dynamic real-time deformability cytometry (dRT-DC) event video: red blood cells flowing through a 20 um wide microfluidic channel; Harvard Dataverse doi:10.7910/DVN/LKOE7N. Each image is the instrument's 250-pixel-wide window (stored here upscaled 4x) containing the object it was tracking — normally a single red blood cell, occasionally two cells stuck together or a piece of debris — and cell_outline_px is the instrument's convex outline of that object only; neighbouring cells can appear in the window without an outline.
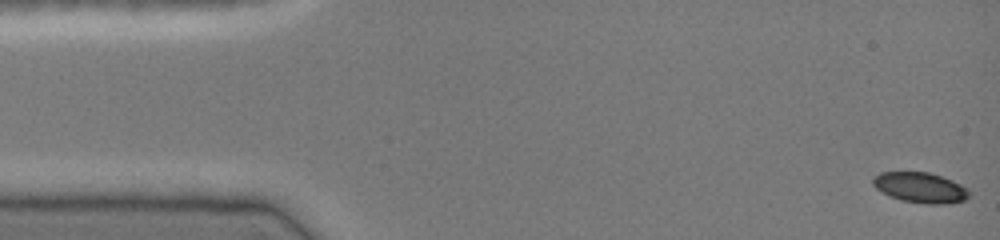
{"species": "common noctule bat (a hibernating species)", "species_latin": "Nyctalus noctula", "temperature_condition": "cold", "stored_images_in_passage": 31, "camera_frame_rate_fps": 3000, "um_per_image_px": 0.085, "animal": {"sex": "female", "body_mass_g": 19.0, "forearm_length_mm": 51.5}, "frame": {"image": 1, "passage_image": 1, "time_ms": 0.0, "image_size_px": [1000, 240], "cell_outline_px": [[968, 196], [964, 200], [944, 204], [928, 204], [900, 200], [888, 196], [880, 192], [872, 184], [872, 180], [880, 172], [928, 172], [952, 180], [968, 188]], "centroid_in_image_um": [78.19, 15.95], "position_along_channel_um": 6.8, "area_um2": 16.99}}
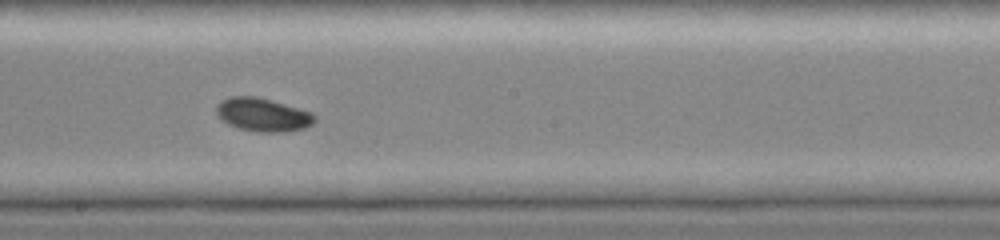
{"frame": {"image": 2, "passage_image": 19, "time_ms": 6.0, "image_size_px": [1000, 240], "cell_outline_px": [[316, 120], [312, 124], [304, 128], [284, 132], [260, 132], [240, 128], [228, 124], [216, 112], [216, 108], [220, 100], [232, 96], [256, 96], [312, 112], [316, 116]], "centroid_in_image_um": [22.36, 9.75], "position_along_channel_um": 225.8, "area_um2": 18.9}}
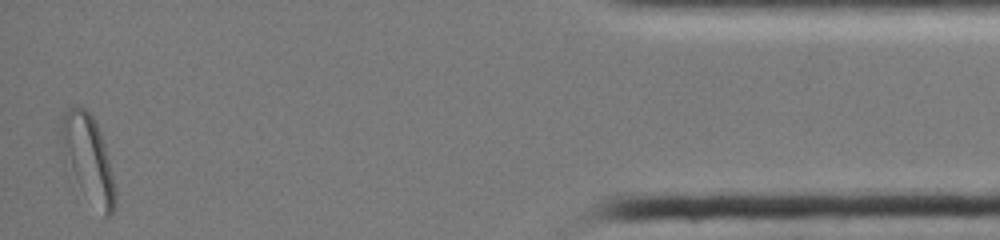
{"frame": {"image": 3, "passage_image": 31, "time_ms": 10.0, "image_size_px": [1000, 240], "cell_outline_px": [[116, 204], [112, 212], [108, 216], [104, 216], [64, 164], [60, 136], [60, 120], [64, 112], [72, 104], [80, 104], [96, 120], [104, 144], [116, 192]], "centroid_in_image_um": [7.44, 13.35], "position_along_channel_um": 427.8, "area_um2": 26.93}}